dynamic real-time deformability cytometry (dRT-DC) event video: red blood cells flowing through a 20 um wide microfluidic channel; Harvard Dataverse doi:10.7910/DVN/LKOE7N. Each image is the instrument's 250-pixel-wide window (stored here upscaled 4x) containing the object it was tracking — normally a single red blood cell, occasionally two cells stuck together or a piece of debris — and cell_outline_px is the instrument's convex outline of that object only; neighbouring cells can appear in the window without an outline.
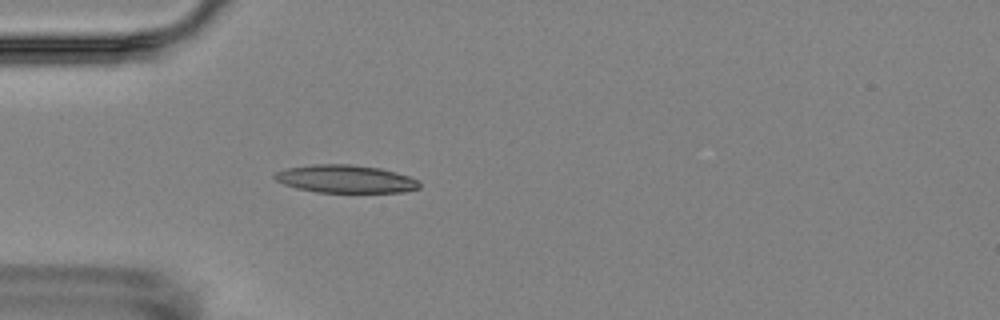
{"species": "Egyptian fruit bat (a non-hibernating species)", "species_latin": "Rousettus aegyptiacus", "temperature_condition": "room temperature", "stored_images_in_passage": 3, "camera_frame_rate_fps": 3000, "um_per_image_px": 0.085, "animal": {"sex": "female"}, "frame": {"image": 1, "passage_image": 3, "time_ms": 2.333, "image_size_px": [1000, 320], "cell_outline_px": [[420, 188], [404, 192], [316, 192], [296, 188], [284, 184], [276, 180], [272, 176], [276, 172], [288, 168], [312, 164], [348, 164], [380, 168], [396, 172], [420, 180]], "centroid_in_image_um": [29.39, 15.21], "position_along_channel_um": 55.6, "area_um2": 23.52}}